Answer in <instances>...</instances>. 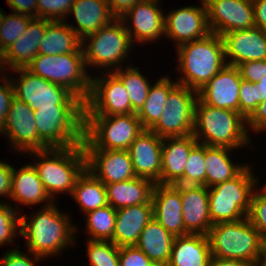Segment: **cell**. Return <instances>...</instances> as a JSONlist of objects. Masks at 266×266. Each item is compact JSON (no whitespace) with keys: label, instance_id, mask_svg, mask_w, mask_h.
Wrapping results in <instances>:
<instances>
[{"label":"cell","instance_id":"obj_1","mask_svg":"<svg viewBox=\"0 0 266 266\" xmlns=\"http://www.w3.org/2000/svg\"><path fill=\"white\" fill-rule=\"evenodd\" d=\"M59 209L56 201L46 207L40 206L28 217L21 213L20 237L25 239L26 252L48 259L59 257L71 246H76L78 237L75 235L80 232L79 226L72 222L69 213Z\"/></svg>","mask_w":266,"mask_h":266},{"label":"cell","instance_id":"obj_2","mask_svg":"<svg viewBox=\"0 0 266 266\" xmlns=\"http://www.w3.org/2000/svg\"><path fill=\"white\" fill-rule=\"evenodd\" d=\"M192 134L200 144L207 146L229 147L235 151L254 149L247 120L239 112L204 104L199 98L195 103Z\"/></svg>","mask_w":266,"mask_h":266},{"label":"cell","instance_id":"obj_3","mask_svg":"<svg viewBox=\"0 0 266 266\" xmlns=\"http://www.w3.org/2000/svg\"><path fill=\"white\" fill-rule=\"evenodd\" d=\"M175 50L179 75L175 80L197 92L227 65L223 39L216 33L183 43Z\"/></svg>","mask_w":266,"mask_h":266},{"label":"cell","instance_id":"obj_4","mask_svg":"<svg viewBox=\"0 0 266 266\" xmlns=\"http://www.w3.org/2000/svg\"><path fill=\"white\" fill-rule=\"evenodd\" d=\"M34 159L36 168L43 186L56 202L57 195H71L77 178L86 169V153L83 145L67 148H48L46 150L30 151L26 155Z\"/></svg>","mask_w":266,"mask_h":266},{"label":"cell","instance_id":"obj_5","mask_svg":"<svg viewBox=\"0 0 266 266\" xmlns=\"http://www.w3.org/2000/svg\"><path fill=\"white\" fill-rule=\"evenodd\" d=\"M133 45L123 21L115 18L111 23L82 40L87 70L98 68L99 71L114 72L125 65H131L127 62L135 48Z\"/></svg>","mask_w":266,"mask_h":266},{"label":"cell","instance_id":"obj_6","mask_svg":"<svg viewBox=\"0 0 266 266\" xmlns=\"http://www.w3.org/2000/svg\"><path fill=\"white\" fill-rule=\"evenodd\" d=\"M252 167L248 164L234 178L208 188L213 225L239 221L248 216L253 192L260 183Z\"/></svg>","mask_w":266,"mask_h":266},{"label":"cell","instance_id":"obj_7","mask_svg":"<svg viewBox=\"0 0 266 266\" xmlns=\"http://www.w3.org/2000/svg\"><path fill=\"white\" fill-rule=\"evenodd\" d=\"M207 237L212 256L249 262L253 266L264 241L247 217L235 222L215 224Z\"/></svg>","mask_w":266,"mask_h":266},{"label":"cell","instance_id":"obj_8","mask_svg":"<svg viewBox=\"0 0 266 266\" xmlns=\"http://www.w3.org/2000/svg\"><path fill=\"white\" fill-rule=\"evenodd\" d=\"M144 128L136 113L85 115L84 150H128Z\"/></svg>","mask_w":266,"mask_h":266},{"label":"cell","instance_id":"obj_9","mask_svg":"<svg viewBox=\"0 0 266 266\" xmlns=\"http://www.w3.org/2000/svg\"><path fill=\"white\" fill-rule=\"evenodd\" d=\"M34 75L66 87L86 101L91 90V76L85 65L83 53L60 55L38 54L27 66Z\"/></svg>","mask_w":266,"mask_h":266},{"label":"cell","instance_id":"obj_10","mask_svg":"<svg viewBox=\"0 0 266 266\" xmlns=\"http://www.w3.org/2000/svg\"><path fill=\"white\" fill-rule=\"evenodd\" d=\"M14 72V73H13ZM8 74L14 97L27 103L33 110L41 108H85V101L66 87L34 75L27 68L12 69Z\"/></svg>","mask_w":266,"mask_h":266},{"label":"cell","instance_id":"obj_11","mask_svg":"<svg viewBox=\"0 0 266 266\" xmlns=\"http://www.w3.org/2000/svg\"><path fill=\"white\" fill-rule=\"evenodd\" d=\"M38 138L48 148H67L85 140V108L34 110Z\"/></svg>","mask_w":266,"mask_h":266},{"label":"cell","instance_id":"obj_12","mask_svg":"<svg viewBox=\"0 0 266 266\" xmlns=\"http://www.w3.org/2000/svg\"><path fill=\"white\" fill-rule=\"evenodd\" d=\"M197 98V91L178 83L169 92L161 117L150 130L162 138L192 134Z\"/></svg>","mask_w":266,"mask_h":266},{"label":"cell","instance_id":"obj_13","mask_svg":"<svg viewBox=\"0 0 266 266\" xmlns=\"http://www.w3.org/2000/svg\"><path fill=\"white\" fill-rule=\"evenodd\" d=\"M91 73V90L85 101V115H124L132 106L123 82L114 72Z\"/></svg>","mask_w":266,"mask_h":266},{"label":"cell","instance_id":"obj_14","mask_svg":"<svg viewBox=\"0 0 266 266\" xmlns=\"http://www.w3.org/2000/svg\"><path fill=\"white\" fill-rule=\"evenodd\" d=\"M0 134L8 139V145L12 150L21 156L30 151L48 149L38 138L34 110L15 97L11 100L5 125Z\"/></svg>","mask_w":266,"mask_h":266},{"label":"cell","instance_id":"obj_15","mask_svg":"<svg viewBox=\"0 0 266 266\" xmlns=\"http://www.w3.org/2000/svg\"><path fill=\"white\" fill-rule=\"evenodd\" d=\"M161 5V0H141L120 18L134 46L159 43L165 37V11Z\"/></svg>","mask_w":266,"mask_h":266},{"label":"cell","instance_id":"obj_16","mask_svg":"<svg viewBox=\"0 0 266 266\" xmlns=\"http://www.w3.org/2000/svg\"><path fill=\"white\" fill-rule=\"evenodd\" d=\"M199 4L172 8L165 14V37L175 42L176 48L212 33L204 0H200Z\"/></svg>","mask_w":266,"mask_h":266},{"label":"cell","instance_id":"obj_17","mask_svg":"<svg viewBox=\"0 0 266 266\" xmlns=\"http://www.w3.org/2000/svg\"><path fill=\"white\" fill-rule=\"evenodd\" d=\"M209 27L219 36L255 27L252 0H204Z\"/></svg>","mask_w":266,"mask_h":266},{"label":"cell","instance_id":"obj_18","mask_svg":"<svg viewBox=\"0 0 266 266\" xmlns=\"http://www.w3.org/2000/svg\"><path fill=\"white\" fill-rule=\"evenodd\" d=\"M228 65L266 60V31L259 27L234 30L222 36Z\"/></svg>","mask_w":266,"mask_h":266},{"label":"cell","instance_id":"obj_19","mask_svg":"<svg viewBox=\"0 0 266 266\" xmlns=\"http://www.w3.org/2000/svg\"><path fill=\"white\" fill-rule=\"evenodd\" d=\"M241 81L238 68L227 64L198 91V98L204 104L239 112Z\"/></svg>","mask_w":266,"mask_h":266},{"label":"cell","instance_id":"obj_20","mask_svg":"<svg viewBox=\"0 0 266 266\" xmlns=\"http://www.w3.org/2000/svg\"><path fill=\"white\" fill-rule=\"evenodd\" d=\"M86 169L104 185L136 177L128 150H85Z\"/></svg>","mask_w":266,"mask_h":266},{"label":"cell","instance_id":"obj_21","mask_svg":"<svg viewBox=\"0 0 266 266\" xmlns=\"http://www.w3.org/2000/svg\"><path fill=\"white\" fill-rule=\"evenodd\" d=\"M162 141V137L150 129H144L131 143L128 152L137 177L160 184Z\"/></svg>","mask_w":266,"mask_h":266},{"label":"cell","instance_id":"obj_22","mask_svg":"<svg viewBox=\"0 0 266 266\" xmlns=\"http://www.w3.org/2000/svg\"><path fill=\"white\" fill-rule=\"evenodd\" d=\"M8 200H4L5 204H10L19 213H24L20 209L21 205L35 207L44 203L42 206L46 207L54 202L47 194L36 168L29 162L18 169L13 166L11 194Z\"/></svg>","mask_w":266,"mask_h":266},{"label":"cell","instance_id":"obj_23","mask_svg":"<svg viewBox=\"0 0 266 266\" xmlns=\"http://www.w3.org/2000/svg\"><path fill=\"white\" fill-rule=\"evenodd\" d=\"M180 192L185 231L208 235L213 226L209 214V194L206 186L173 184Z\"/></svg>","mask_w":266,"mask_h":266},{"label":"cell","instance_id":"obj_24","mask_svg":"<svg viewBox=\"0 0 266 266\" xmlns=\"http://www.w3.org/2000/svg\"><path fill=\"white\" fill-rule=\"evenodd\" d=\"M154 219L174 237L185 236L182 202L173 184H155L152 192Z\"/></svg>","mask_w":266,"mask_h":266},{"label":"cell","instance_id":"obj_25","mask_svg":"<svg viewBox=\"0 0 266 266\" xmlns=\"http://www.w3.org/2000/svg\"><path fill=\"white\" fill-rule=\"evenodd\" d=\"M71 15L75 19V26L70 21H66ZM114 19L115 17L111 13L106 0H74L64 21L83 40L88 35L111 23Z\"/></svg>","mask_w":266,"mask_h":266},{"label":"cell","instance_id":"obj_26","mask_svg":"<svg viewBox=\"0 0 266 266\" xmlns=\"http://www.w3.org/2000/svg\"><path fill=\"white\" fill-rule=\"evenodd\" d=\"M198 143L193 134L163 138L160 184H175L183 176L189 154Z\"/></svg>","mask_w":266,"mask_h":266},{"label":"cell","instance_id":"obj_27","mask_svg":"<svg viewBox=\"0 0 266 266\" xmlns=\"http://www.w3.org/2000/svg\"><path fill=\"white\" fill-rule=\"evenodd\" d=\"M46 19L33 18L25 32L1 56L8 70L27 68L38 55L39 44L44 37Z\"/></svg>","mask_w":266,"mask_h":266},{"label":"cell","instance_id":"obj_28","mask_svg":"<svg viewBox=\"0 0 266 266\" xmlns=\"http://www.w3.org/2000/svg\"><path fill=\"white\" fill-rule=\"evenodd\" d=\"M153 218V204H139L116 210L113 243L118 247L135 245L141 232Z\"/></svg>","mask_w":266,"mask_h":266},{"label":"cell","instance_id":"obj_29","mask_svg":"<svg viewBox=\"0 0 266 266\" xmlns=\"http://www.w3.org/2000/svg\"><path fill=\"white\" fill-rule=\"evenodd\" d=\"M154 185L152 180L137 176L122 182L106 184L107 203L115 210L139 204H153Z\"/></svg>","mask_w":266,"mask_h":266},{"label":"cell","instance_id":"obj_30","mask_svg":"<svg viewBox=\"0 0 266 266\" xmlns=\"http://www.w3.org/2000/svg\"><path fill=\"white\" fill-rule=\"evenodd\" d=\"M210 257L208 237L188 234L174 238L167 266H207Z\"/></svg>","mask_w":266,"mask_h":266},{"label":"cell","instance_id":"obj_31","mask_svg":"<svg viewBox=\"0 0 266 266\" xmlns=\"http://www.w3.org/2000/svg\"><path fill=\"white\" fill-rule=\"evenodd\" d=\"M235 149L205 145L206 187L210 188L237 176L248 163H238L231 157ZM232 153V154H231Z\"/></svg>","mask_w":266,"mask_h":266},{"label":"cell","instance_id":"obj_32","mask_svg":"<svg viewBox=\"0 0 266 266\" xmlns=\"http://www.w3.org/2000/svg\"><path fill=\"white\" fill-rule=\"evenodd\" d=\"M65 53H83L82 40L64 20H46V29L39 44L38 54L60 55Z\"/></svg>","mask_w":266,"mask_h":266},{"label":"cell","instance_id":"obj_33","mask_svg":"<svg viewBox=\"0 0 266 266\" xmlns=\"http://www.w3.org/2000/svg\"><path fill=\"white\" fill-rule=\"evenodd\" d=\"M174 238L153 218L141 232L135 246L159 266H167Z\"/></svg>","mask_w":266,"mask_h":266},{"label":"cell","instance_id":"obj_34","mask_svg":"<svg viewBox=\"0 0 266 266\" xmlns=\"http://www.w3.org/2000/svg\"><path fill=\"white\" fill-rule=\"evenodd\" d=\"M70 196L83 214L108 205L105 185L87 169L77 178Z\"/></svg>","mask_w":266,"mask_h":266},{"label":"cell","instance_id":"obj_35","mask_svg":"<svg viewBox=\"0 0 266 266\" xmlns=\"http://www.w3.org/2000/svg\"><path fill=\"white\" fill-rule=\"evenodd\" d=\"M151 85L148 96L136 113L144 129H151L161 117L169 92L178 84L170 75H163Z\"/></svg>","mask_w":266,"mask_h":266},{"label":"cell","instance_id":"obj_36","mask_svg":"<svg viewBox=\"0 0 266 266\" xmlns=\"http://www.w3.org/2000/svg\"><path fill=\"white\" fill-rule=\"evenodd\" d=\"M114 73L123 82L127 90L132 113H137L146 101L151 82L137 66L133 64L116 69Z\"/></svg>","mask_w":266,"mask_h":266},{"label":"cell","instance_id":"obj_37","mask_svg":"<svg viewBox=\"0 0 266 266\" xmlns=\"http://www.w3.org/2000/svg\"><path fill=\"white\" fill-rule=\"evenodd\" d=\"M86 216V217H85ZM88 240L112 241L115 230L116 210L109 204L84 214Z\"/></svg>","mask_w":266,"mask_h":266},{"label":"cell","instance_id":"obj_38","mask_svg":"<svg viewBox=\"0 0 266 266\" xmlns=\"http://www.w3.org/2000/svg\"><path fill=\"white\" fill-rule=\"evenodd\" d=\"M205 145L198 143L190 152L183 176L175 184L206 186Z\"/></svg>","mask_w":266,"mask_h":266},{"label":"cell","instance_id":"obj_39","mask_svg":"<svg viewBox=\"0 0 266 266\" xmlns=\"http://www.w3.org/2000/svg\"><path fill=\"white\" fill-rule=\"evenodd\" d=\"M89 266H119V247L112 241L85 240Z\"/></svg>","mask_w":266,"mask_h":266},{"label":"cell","instance_id":"obj_40","mask_svg":"<svg viewBox=\"0 0 266 266\" xmlns=\"http://www.w3.org/2000/svg\"><path fill=\"white\" fill-rule=\"evenodd\" d=\"M32 19L31 16L15 12L4 15L0 26V54L25 32Z\"/></svg>","mask_w":266,"mask_h":266},{"label":"cell","instance_id":"obj_41","mask_svg":"<svg viewBox=\"0 0 266 266\" xmlns=\"http://www.w3.org/2000/svg\"><path fill=\"white\" fill-rule=\"evenodd\" d=\"M20 214L10 204H0V247L6 244H14L15 249L20 247L16 245V238L21 233Z\"/></svg>","mask_w":266,"mask_h":266},{"label":"cell","instance_id":"obj_42","mask_svg":"<svg viewBox=\"0 0 266 266\" xmlns=\"http://www.w3.org/2000/svg\"><path fill=\"white\" fill-rule=\"evenodd\" d=\"M74 0H37V18L65 20Z\"/></svg>","mask_w":266,"mask_h":266},{"label":"cell","instance_id":"obj_43","mask_svg":"<svg viewBox=\"0 0 266 266\" xmlns=\"http://www.w3.org/2000/svg\"><path fill=\"white\" fill-rule=\"evenodd\" d=\"M247 218L262 238L266 240V194L259 188L253 192Z\"/></svg>","mask_w":266,"mask_h":266},{"label":"cell","instance_id":"obj_44","mask_svg":"<svg viewBox=\"0 0 266 266\" xmlns=\"http://www.w3.org/2000/svg\"><path fill=\"white\" fill-rule=\"evenodd\" d=\"M261 103L256 83L242 79L239 92V113L247 120Z\"/></svg>","mask_w":266,"mask_h":266},{"label":"cell","instance_id":"obj_45","mask_svg":"<svg viewBox=\"0 0 266 266\" xmlns=\"http://www.w3.org/2000/svg\"><path fill=\"white\" fill-rule=\"evenodd\" d=\"M18 249L12 247V249L3 252L0 258V266H37L36 264H40L45 260L44 258L34 255L31 252H23Z\"/></svg>","mask_w":266,"mask_h":266},{"label":"cell","instance_id":"obj_46","mask_svg":"<svg viewBox=\"0 0 266 266\" xmlns=\"http://www.w3.org/2000/svg\"><path fill=\"white\" fill-rule=\"evenodd\" d=\"M119 266H159L135 245L119 247Z\"/></svg>","mask_w":266,"mask_h":266},{"label":"cell","instance_id":"obj_47","mask_svg":"<svg viewBox=\"0 0 266 266\" xmlns=\"http://www.w3.org/2000/svg\"><path fill=\"white\" fill-rule=\"evenodd\" d=\"M242 79L258 83L266 77V60L242 62L236 66Z\"/></svg>","mask_w":266,"mask_h":266},{"label":"cell","instance_id":"obj_48","mask_svg":"<svg viewBox=\"0 0 266 266\" xmlns=\"http://www.w3.org/2000/svg\"><path fill=\"white\" fill-rule=\"evenodd\" d=\"M13 97L14 89L8 76L2 83H0V131L5 125L7 113Z\"/></svg>","mask_w":266,"mask_h":266},{"label":"cell","instance_id":"obj_49","mask_svg":"<svg viewBox=\"0 0 266 266\" xmlns=\"http://www.w3.org/2000/svg\"><path fill=\"white\" fill-rule=\"evenodd\" d=\"M247 130L256 135L266 132V100L258 104L257 109L247 119Z\"/></svg>","mask_w":266,"mask_h":266},{"label":"cell","instance_id":"obj_50","mask_svg":"<svg viewBox=\"0 0 266 266\" xmlns=\"http://www.w3.org/2000/svg\"><path fill=\"white\" fill-rule=\"evenodd\" d=\"M6 161L0 160V198L8 199L11 194L13 164ZM0 204H5V202L0 200Z\"/></svg>","mask_w":266,"mask_h":266},{"label":"cell","instance_id":"obj_51","mask_svg":"<svg viewBox=\"0 0 266 266\" xmlns=\"http://www.w3.org/2000/svg\"><path fill=\"white\" fill-rule=\"evenodd\" d=\"M12 12L37 18V0H6Z\"/></svg>","mask_w":266,"mask_h":266},{"label":"cell","instance_id":"obj_52","mask_svg":"<svg viewBox=\"0 0 266 266\" xmlns=\"http://www.w3.org/2000/svg\"><path fill=\"white\" fill-rule=\"evenodd\" d=\"M111 13L117 19H120L129 10H131L134 5L141 0H106Z\"/></svg>","mask_w":266,"mask_h":266},{"label":"cell","instance_id":"obj_53","mask_svg":"<svg viewBox=\"0 0 266 266\" xmlns=\"http://www.w3.org/2000/svg\"><path fill=\"white\" fill-rule=\"evenodd\" d=\"M255 26L266 31V0H252Z\"/></svg>","mask_w":266,"mask_h":266},{"label":"cell","instance_id":"obj_54","mask_svg":"<svg viewBox=\"0 0 266 266\" xmlns=\"http://www.w3.org/2000/svg\"><path fill=\"white\" fill-rule=\"evenodd\" d=\"M207 266H253V265L249 262L232 260V259H221L211 255Z\"/></svg>","mask_w":266,"mask_h":266},{"label":"cell","instance_id":"obj_55","mask_svg":"<svg viewBox=\"0 0 266 266\" xmlns=\"http://www.w3.org/2000/svg\"><path fill=\"white\" fill-rule=\"evenodd\" d=\"M254 266H266V240L263 241L261 252Z\"/></svg>","mask_w":266,"mask_h":266},{"label":"cell","instance_id":"obj_56","mask_svg":"<svg viewBox=\"0 0 266 266\" xmlns=\"http://www.w3.org/2000/svg\"><path fill=\"white\" fill-rule=\"evenodd\" d=\"M256 88H258L259 96H261V102L266 100V77L261 79L256 83Z\"/></svg>","mask_w":266,"mask_h":266},{"label":"cell","instance_id":"obj_57","mask_svg":"<svg viewBox=\"0 0 266 266\" xmlns=\"http://www.w3.org/2000/svg\"><path fill=\"white\" fill-rule=\"evenodd\" d=\"M8 74H9V70L6 67L2 56L0 55V83H2L8 77Z\"/></svg>","mask_w":266,"mask_h":266},{"label":"cell","instance_id":"obj_58","mask_svg":"<svg viewBox=\"0 0 266 266\" xmlns=\"http://www.w3.org/2000/svg\"><path fill=\"white\" fill-rule=\"evenodd\" d=\"M265 184L263 185V184H258L259 186L258 187H261V188H259L263 193H265L266 194V180H265V182H264ZM262 185V186H261Z\"/></svg>","mask_w":266,"mask_h":266},{"label":"cell","instance_id":"obj_59","mask_svg":"<svg viewBox=\"0 0 266 266\" xmlns=\"http://www.w3.org/2000/svg\"><path fill=\"white\" fill-rule=\"evenodd\" d=\"M5 14L6 13L4 11H2V9L0 8V26L2 24V20H3Z\"/></svg>","mask_w":266,"mask_h":266}]
</instances>
